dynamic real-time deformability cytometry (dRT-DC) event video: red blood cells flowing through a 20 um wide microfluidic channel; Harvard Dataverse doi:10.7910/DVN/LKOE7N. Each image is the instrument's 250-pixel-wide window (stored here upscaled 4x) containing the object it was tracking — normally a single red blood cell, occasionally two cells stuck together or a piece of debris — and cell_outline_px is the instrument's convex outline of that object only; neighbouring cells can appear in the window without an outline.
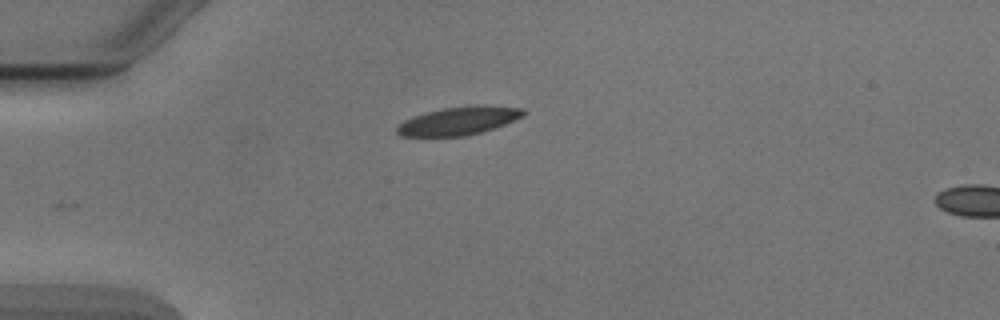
{"species": "Egyptian fruit bat (a non-hibernating species)", "species_latin": "Rousettus aegyptiacus", "temperature_condition": "cold", "stored_images_in_passage": 5, "camera_frame_rate_fps": 3000, "um_per_image_px": 0.085, "animal": {"sex": "male"}, "frame": {"image": 1, "passage_image": 5, "time_ms": 4.667, "image_size_px": [1000, 320], "cell_outline_px": [[528, 112], [524, 116], [504, 124], [480, 132], [464, 136], [400, 136], [396, 132], [396, 128], [404, 120], [428, 112], [444, 108], [472, 104], [484, 104], [524, 108]], "centroid_in_image_um": [39.05, 10.25], "position_along_channel_um": 45.9, "area_um2": 20.81}}